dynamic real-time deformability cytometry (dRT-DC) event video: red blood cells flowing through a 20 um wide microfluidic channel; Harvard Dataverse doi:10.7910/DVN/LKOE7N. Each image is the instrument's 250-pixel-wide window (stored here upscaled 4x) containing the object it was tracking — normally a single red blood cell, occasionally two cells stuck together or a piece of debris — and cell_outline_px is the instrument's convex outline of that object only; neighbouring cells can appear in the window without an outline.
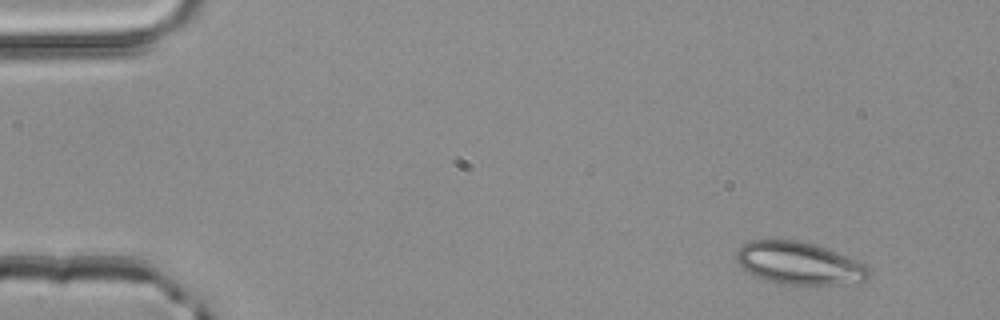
{"species": "common noctule bat (a hibernating species)", "species_latin": "Nyctalus noctula", "temperature_condition": "room temperature", "stored_images_in_passage": 4, "camera_frame_rate_fps": 3000, "um_per_image_px": 0.085, "animal": {"sex": "male", "body_mass_g": 20.4}, "frame": {"image": 1, "passage_image": 1, "time_ms": 0.0, "image_size_px": [1000, 320], "cell_outline_px": [[872, 276], [868, 280], [844, 284], [784, 284], [756, 276], [744, 268], [736, 260], [736, 252], [744, 244], [752, 240], [796, 240], [816, 244], [856, 260], [864, 264], [872, 272]], "centroid_in_image_um": [67.99, 22.37], "position_along_channel_um": 17.0, "area_um2": 32.48}}